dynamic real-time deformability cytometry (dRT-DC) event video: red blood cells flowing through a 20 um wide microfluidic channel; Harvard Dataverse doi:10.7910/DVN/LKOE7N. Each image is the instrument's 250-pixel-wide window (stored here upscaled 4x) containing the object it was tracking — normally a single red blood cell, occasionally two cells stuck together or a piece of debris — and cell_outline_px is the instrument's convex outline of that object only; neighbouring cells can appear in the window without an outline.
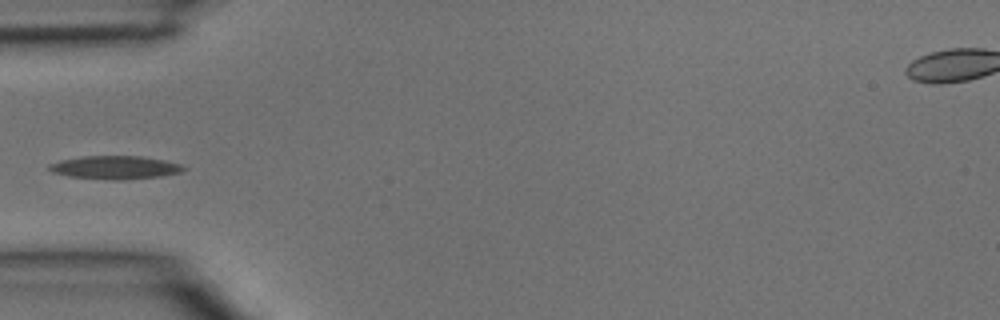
{"species": "common noctule bat (a hibernating species)", "species_latin": "Nyctalus noctula", "temperature_condition": "room temperature", "stored_images_in_passage": 4, "camera_frame_rate_fps": 3000, "um_per_image_px": 0.085, "animal": {"sex": "male", "body_mass_g": 15.6}, "frame": {"image": 1, "passage_image": 4, "time_ms": 1.0, "image_size_px": [1000, 320], "cell_outline_px": [[188, 168], [180, 172], [160, 176], [120, 180], [112, 180], [68, 176], [52, 172], [48, 168], [48, 164], [60, 160], [84, 156], [140, 156], [164, 160], [180, 164]], "centroid_in_image_um": [9.77, 14.23], "position_along_channel_um": 75.2, "area_um2": 18.15}}